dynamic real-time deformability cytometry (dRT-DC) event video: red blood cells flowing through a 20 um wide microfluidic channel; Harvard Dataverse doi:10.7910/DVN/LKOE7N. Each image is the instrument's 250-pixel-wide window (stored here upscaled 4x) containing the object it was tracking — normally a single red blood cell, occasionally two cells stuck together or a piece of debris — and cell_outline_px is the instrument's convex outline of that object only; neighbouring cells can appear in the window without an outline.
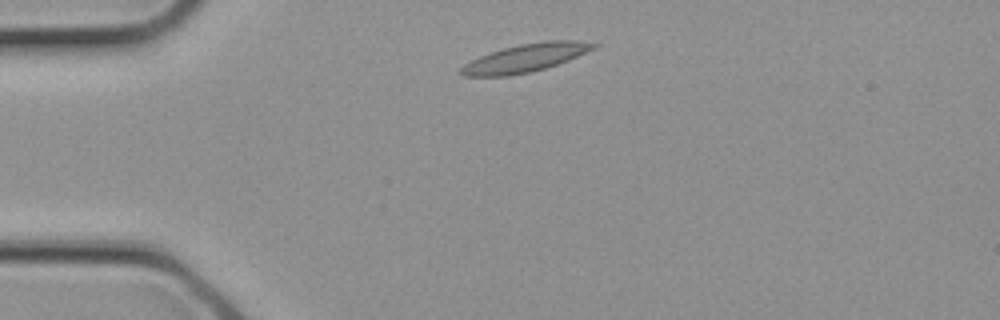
{"species": "common noctule bat (a hibernating species)", "species_latin": "Nyctalus noctula", "temperature_condition": "cold", "stored_images_in_passage": 1, "camera_frame_rate_fps": 3000, "um_per_image_px": 0.085, "animal": {"sex": "female", "body_mass_g": 21.9}, "frame": {"image": 1, "passage_image": 1, "time_ms": 0.0, "image_size_px": [1000, 320], "cell_outline_px": [[600, 44], [596, 48], [568, 60], [532, 72], [508, 76], [460, 76], [456, 72], [464, 64], [480, 56], [504, 48], [520, 44], [548, 40], [576, 40]], "centroid_in_image_um": [44.64, 4.93], "position_along_channel_um": 40.4, "area_um2": 21.68}}